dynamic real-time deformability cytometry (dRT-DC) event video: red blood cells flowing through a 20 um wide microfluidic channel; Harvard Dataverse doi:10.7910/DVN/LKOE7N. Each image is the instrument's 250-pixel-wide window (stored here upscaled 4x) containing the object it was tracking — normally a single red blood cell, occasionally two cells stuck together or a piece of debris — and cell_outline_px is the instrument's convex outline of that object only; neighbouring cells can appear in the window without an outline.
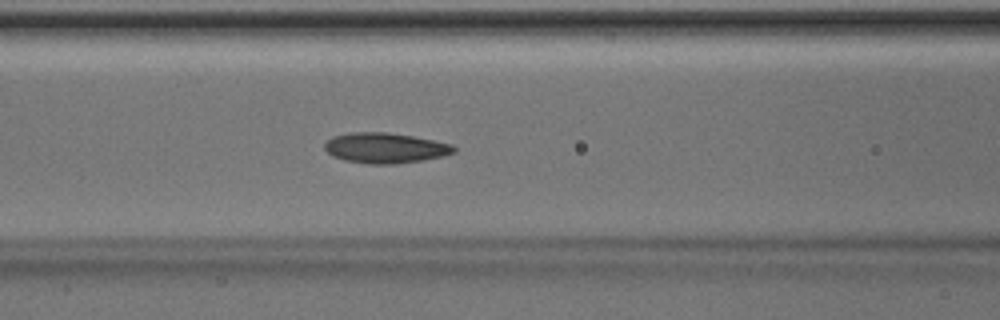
{"species": "Egyptian fruit bat (a non-hibernating species)", "species_latin": "Rousettus aegyptiacus", "temperature_condition": "room temperature", "stored_images_in_passage": 50, "camera_frame_rate_fps": 3000, "um_per_image_px": 0.085, "animal": {"sex": "male"}, "frame": {"image": 1, "passage_image": 20, "time_ms": 6.333, "image_size_px": [1000, 320], "cell_outline_px": [[456, 152], [444, 156], [424, 160], [396, 164], [368, 164], [344, 160], [332, 156], [324, 148], [324, 144], [332, 136], [352, 132], [388, 132], [412, 136], [452, 144], [456, 148]], "centroid_in_image_um": [32.75, 12.58], "position_along_channel_um": 133.9, "area_um2": 23.0}}
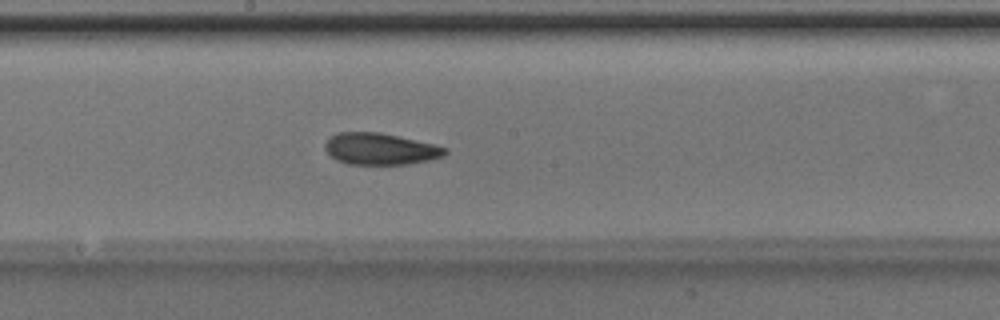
{"frame": {"image": 2, "passage_image": 26, "time_ms": 8.333, "image_size_px": [1000, 320], "cell_outline_px": [[448, 152], [444, 156], [432, 160], [408, 164], [348, 164], [336, 160], [324, 148], [324, 144], [336, 132], [380, 132], [432, 144], [448, 148]], "centroid_in_image_um": [32.34, 12.66], "position_along_channel_um": 215.9, "area_um2": 22.08}}
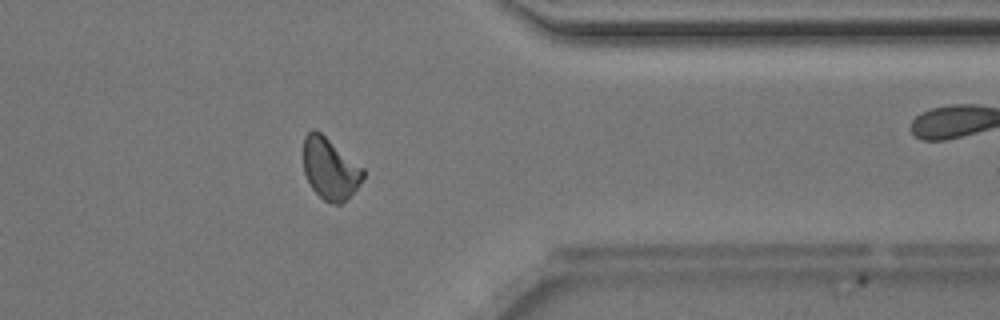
{"frame": {"image": 3, "passage_image": 39, "time_ms": 12.667, "image_size_px": [1000, 320], "cell_outline_px": [[364, 176], [356, 188], [340, 204], [332, 204], [324, 200], [312, 188], [304, 172], [304, 136], [312, 128], [316, 128], [364, 168]], "centroid_in_image_um": [28.04, 14.3], "position_along_channel_um": 383.4, "area_um2": 21.21}, "authors_computed_cell_mechanics": {"area_um2": 22.0796, "velocity_mm_per_s": 4.1133, "shape_relaxation_time_tau1_ms": 3.2082, "shape_relaxation_time_tau2_ms": 2.214, "deformation_change_tau1": 0.1142, "deformation_change_tau2": 0.0735}}